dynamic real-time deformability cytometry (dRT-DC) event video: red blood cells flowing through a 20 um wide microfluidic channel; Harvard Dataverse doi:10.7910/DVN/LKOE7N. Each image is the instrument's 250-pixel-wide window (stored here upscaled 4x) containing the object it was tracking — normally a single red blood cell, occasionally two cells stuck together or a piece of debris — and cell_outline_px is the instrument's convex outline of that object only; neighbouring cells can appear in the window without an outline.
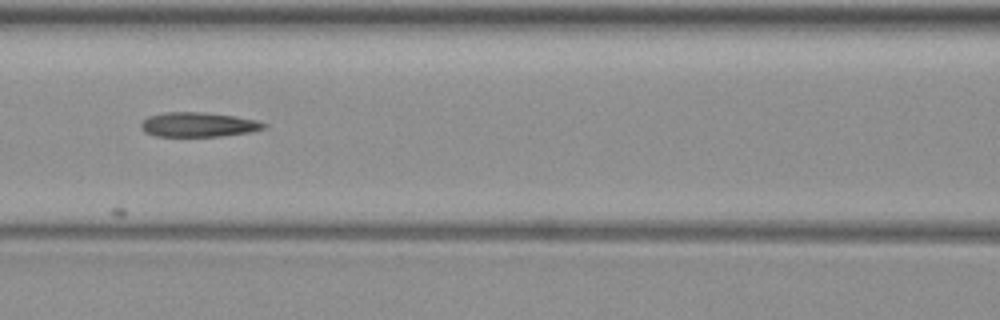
{"species": "common noctule bat (a hibernating species)", "species_latin": "Nyctalus noctula", "temperature_condition": "warm", "stored_images_in_passage": 7, "camera_frame_rate_fps": 3000, "um_per_image_px": 0.085, "animal": {"sex": "female", "body_mass_g": 19.3, "forearm_length_mm": 54.1}, "frame": {"image": 1, "passage_image": 7, "time_ms": 7.0, "image_size_px": [1000, 320], "cell_outline_px": [[268, 128], [252, 132], [220, 136], [156, 136], [144, 132], [140, 128], [140, 124], [148, 116], [164, 112], [204, 112], [236, 116], [256, 120], [268, 124]], "centroid_in_image_um": [16.89, 10.59], "position_along_channel_um": 149.7, "area_um2": 17.8}}